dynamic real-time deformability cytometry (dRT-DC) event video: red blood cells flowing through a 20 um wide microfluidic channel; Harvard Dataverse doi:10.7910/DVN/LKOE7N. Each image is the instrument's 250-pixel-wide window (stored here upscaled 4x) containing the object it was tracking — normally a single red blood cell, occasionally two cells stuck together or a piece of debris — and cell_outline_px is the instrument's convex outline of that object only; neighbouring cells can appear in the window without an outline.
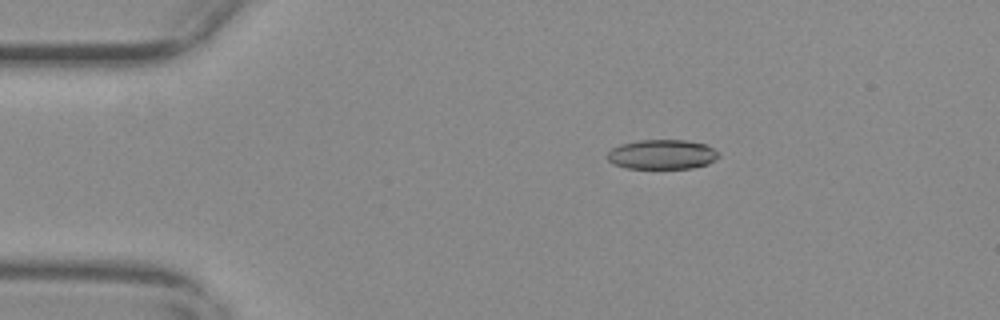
{"species": "common noctule bat (a hibernating species)", "species_latin": "Nyctalus noctula", "temperature_condition": "warm", "stored_images_in_passage": 57, "camera_frame_rate_fps": 3000, "um_per_image_px": 0.085, "animal": {"sex": "female", "body_mass_g": 29.2, "forearm_length_mm": 56.3}, "frame": {"image": 1, "passage_image": 11, "time_ms": 3.333, "image_size_px": [1000, 320], "cell_outline_px": [[720, 156], [708, 164], [692, 168], [624, 168], [612, 164], [608, 160], [608, 152], [612, 148], [620, 144], [640, 140], [684, 140], [704, 144], [720, 152]], "centroid_in_image_um": [56.27, 13.13], "position_along_channel_um": 28.7, "area_um2": 19.25}}
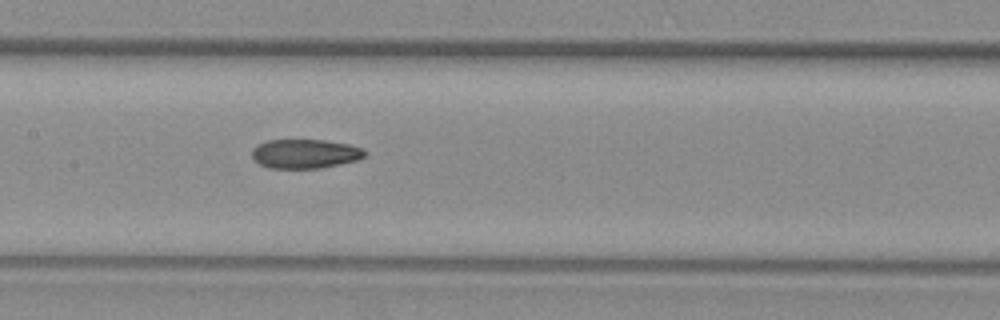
{"frame": {"image": 2, "passage_image": 28, "time_ms": 9.0, "image_size_px": [1000, 320], "cell_outline_px": [[368, 152], [364, 156], [356, 160], [340, 164], [320, 168], [268, 168], [260, 164], [252, 156], [252, 148], [256, 144], [268, 140], [324, 140], [348, 144], [364, 148]], "centroid_in_image_um": [25.93, 13.06], "position_along_channel_um": 181.5, "area_um2": 19.25}}
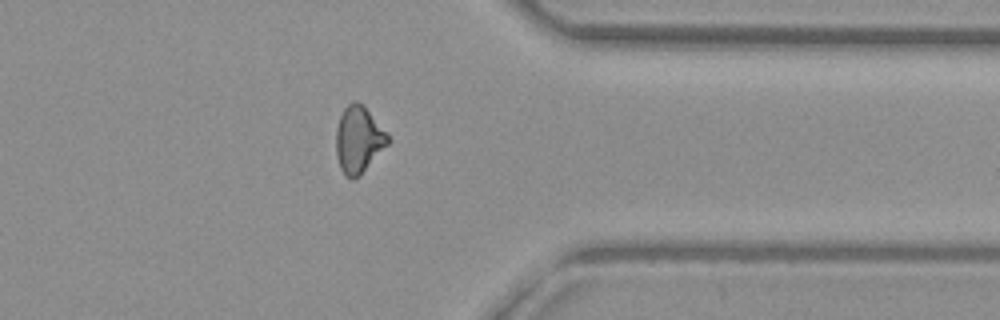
{"frame": {"image": 3, "passage_image": 45, "time_ms": 14.667, "image_size_px": [1000, 320], "cell_outline_px": [[388, 144], [360, 176], [352, 180], [344, 176], [340, 168], [336, 152], [336, 128], [340, 116], [344, 108], [352, 100], [356, 100], [364, 104], [388, 136]], "centroid_in_image_um": [30.45, 11.87], "position_along_channel_um": 381.0, "area_um2": 20.17}, "authors_computed_cell_mechanics": {"area_um2": 19.9988, "velocity_mm_per_s": 3.703, "shape_relaxation_time_tau1_ms": null, "shape_relaxation_time_tau2_ms": 3.4194, "deformation_change_tau1": null, "deformation_change_tau2": 0.1081}}